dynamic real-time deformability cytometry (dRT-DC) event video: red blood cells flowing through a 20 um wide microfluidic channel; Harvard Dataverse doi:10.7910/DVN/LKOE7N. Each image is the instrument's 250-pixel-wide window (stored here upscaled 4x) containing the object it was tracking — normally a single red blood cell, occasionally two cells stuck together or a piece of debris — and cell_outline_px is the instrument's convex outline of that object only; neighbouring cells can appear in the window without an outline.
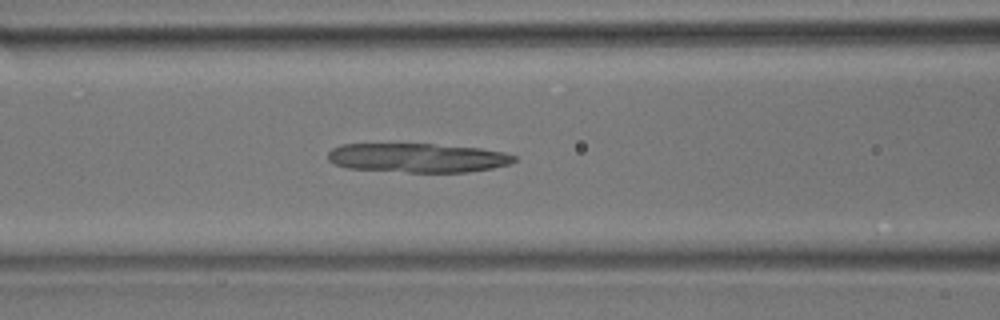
{"species": "common noctule bat (a hibernating species)", "species_latin": "Nyctalus noctula", "temperature_condition": "room temperature", "stored_images_in_passage": 38, "camera_frame_rate_fps": 3000, "um_per_image_px": 0.085, "animal": {"sex": "male", "body_mass_g": 17.9}, "frame": {"image": 1, "passage_image": 10, "time_ms": 3.0, "image_size_px": [1000, 320], "cell_outline_px": [[516, 160], [508, 164], [492, 168], [468, 172], [408, 172], [348, 168], [336, 164], [328, 160], [328, 152], [332, 148], [340, 144], [432, 144], [480, 148], [504, 152], [516, 156]], "centroid_in_image_um": [35.49, 13.41], "position_along_channel_um": 131.1, "area_um2": 31.56}}
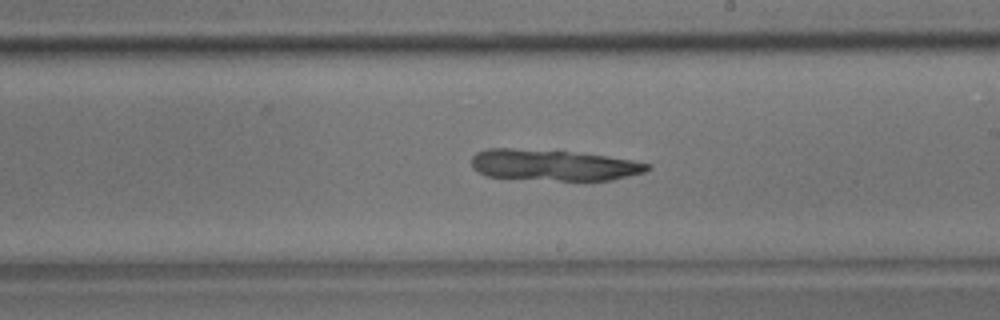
{"frame": {"image": 2, "passage_image": 18, "time_ms": 5.667, "image_size_px": [1000, 320], "cell_outline_px": [[652, 168], [644, 172], [612, 180], [560, 180], [488, 176], [472, 168], [472, 156], [476, 152], [488, 148], [512, 148], [568, 152], [608, 156], [632, 160], [652, 164]], "centroid_in_image_um": [47.07, 14.02], "position_along_channel_um": 241.9, "area_um2": 31.5}}
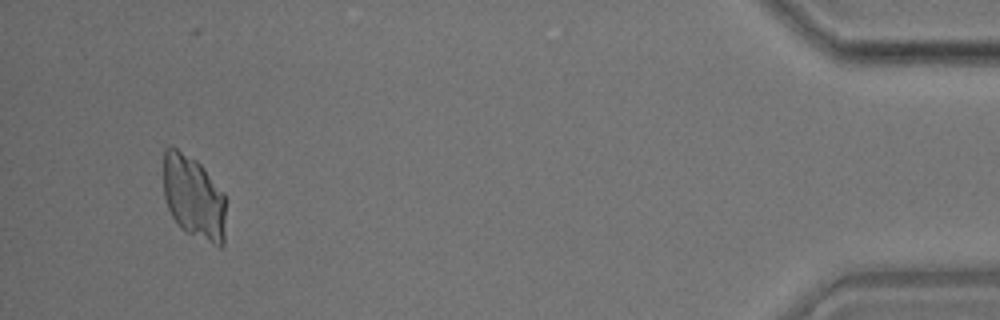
{"frame": {"image": 3, "passage_image": 36, "time_ms": 11.667, "image_size_px": [1000, 320], "cell_outline_px": [[224, 244], [220, 248], [180, 228], [172, 216], [168, 208], [164, 196], [164, 148], [168, 144], [172, 144], [196, 160], [204, 168], [224, 192]], "centroid_in_image_um": [16.44, 16.73], "position_along_channel_um": 418.8, "area_um2": 30.46}}